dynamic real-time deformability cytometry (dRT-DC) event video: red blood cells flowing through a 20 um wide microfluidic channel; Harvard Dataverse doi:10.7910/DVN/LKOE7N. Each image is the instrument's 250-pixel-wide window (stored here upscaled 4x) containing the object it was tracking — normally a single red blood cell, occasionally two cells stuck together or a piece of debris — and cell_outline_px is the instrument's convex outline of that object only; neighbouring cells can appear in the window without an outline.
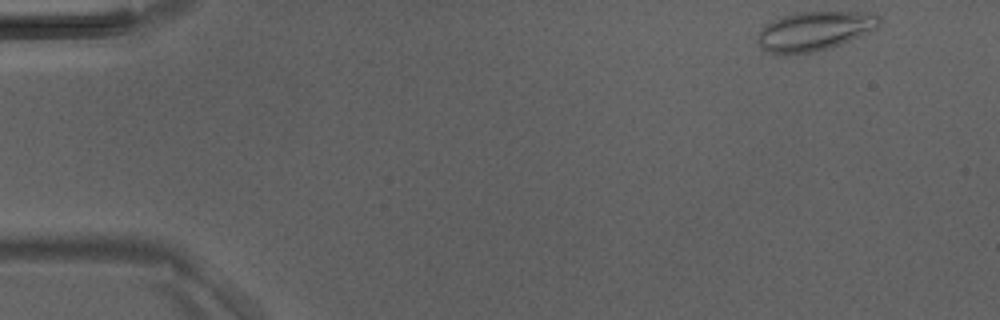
{"species": "Egyptian fruit bat (a non-hibernating species)", "species_latin": "Rousettus aegyptiacus", "temperature_condition": "room temperature", "stored_images_in_passage": 42, "camera_frame_rate_fps": 3000, "um_per_image_px": 0.085, "animal": {"sex": "male"}, "frame": {"image": 1, "passage_image": 1, "time_ms": 0.0, "image_size_px": [1000, 320], "cell_outline_px": [[880, 24], [876, 28], [868, 32], [840, 44], [828, 48], [812, 52], [784, 56], [760, 48], [756, 40], [756, 36], [768, 24], [784, 16], [796, 12], [876, 12], [880, 16]], "centroid_in_image_um": [69.24, 2.64], "position_along_channel_um": 15.8, "area_um2": 27.69}}
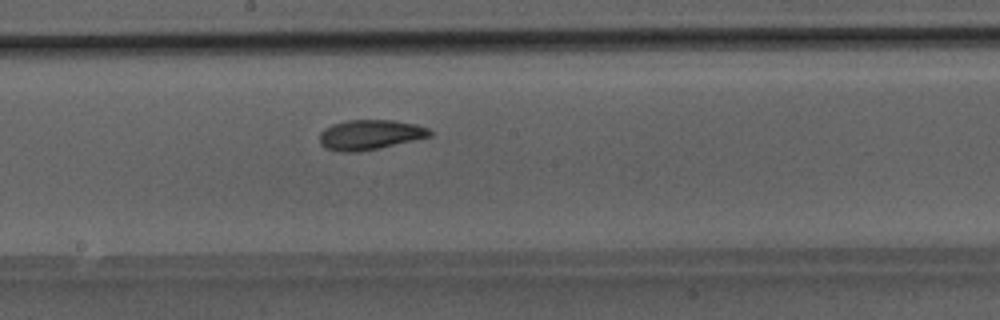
{"frame": {"image": 2, "passage_image": 22, "time_ms": 7.0, "image_size_px": [1000, 320], "cell_outline_px": [[432, 136], [360, 152], [340, 152], [324, 148], [320, 144], [320, 132], [324, 128], [332, 124], [348, 120], [392, 120], [416, 124], [428, 128], [432, 132]], "centroid_in_image_um": [31.42, 11.45], "position_along_channel_um": 216.8, "area_um2": 19.31}}
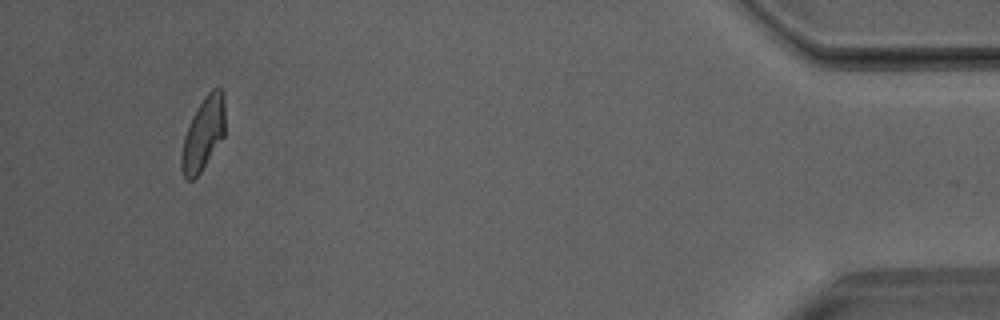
{"frame": {"image": 3, "passage_image": 40, "time_ms": 13.0, "image_size_px": [1000, 320], "cell_outline_px": [[224, 136], [200, 172], [192, 180], [188, 180], [184, 176], [180, 168], [180, 156], [184, 136], [192, 116], [196, 108], [204, 96], [212, 88], [220, 88], [224, 92]], "centroid_in_image_um": [17.26, 11.35], "position_along_channel_um": 417.9, "area_um2": 18.55}}